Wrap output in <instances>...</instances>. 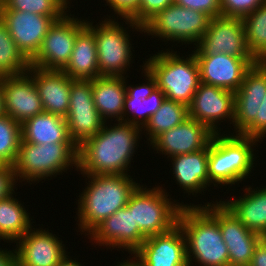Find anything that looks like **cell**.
Returning a JSON list of instances; mask_svg holds the SVG:
<instances>
[{
	"mask_svg": "<svg viewBox=\"0 0 266 266\" xmlns=\"http://www.w3.org/2000/svg\"><path fill=\"white\" fill-rule=\"evenodd\" d=\"M14 266H23V265L19 264V263L16 261V263L14 264Z\"/></svg>",
	"mask_w": 266,
	"mask_h": 266,
	"instance_id": "7dc6e473",
	"label": "cell"
},
{
	"mask_svg": "<svg viewBox=\"0 0 266 266\" xmlns=\"http://www.w3.org/2000/svg\"><path fill=\"white\" fill-rule=\"evenodd\" d=\"M174 3L204 12L211 18L221 16L220 0H174Z\"/></svg>",
	"mask_w": 266,
	"mask_h": 266,
	"instance_id": "f35d334b",
	"label": "cell"
},
{
	"mask_svg": "<svg viewBox=\"0 0 266 266\" xmlns=\"http://www.w3.org/2000/svg\"><path fill=\"white\" fill-rule=\"evenodd\" d=\"M0 85L4 112L16 122L22 124L44 112L34 79L28 73L0 77Z\"/></svg>",
	"mask_w": 266,
	"mask_h": 266,
	"instance_id": "d6986e66",
	"label": "cell"
},
{
	"mask_svg": "<svg viewBox=\"0 0 266 266\" xmlns=\"http://www.w3.org/2000/svg\"><path fill=\"white\" fill-rule=\"evenodd\" d=\"M210 20L211 17L204 12L172 3L143 27L144 33L165 42L192 43L196 46L208 29Z\"/></svg>",
	"mask_w": 266,
	"mask_h": 266,
	"instance_id": "9c48e42d",
	"label": "cell"
},
{
	"mask_svg": "<svg viewBox=\"0 0 266 266\" xmlns=\"http://www.w3.org/2000/svg\"><path fill=\"white\" fill-rule=\"evenodd\" d=\"M30 60L16 46L6 25L0 19V77L27 73Z\"/></svg>",
	"mask_w": 266,
	"mask_h": 266,
	"instance_id": "1f68e13d",
	"label": "cell"
},
{
	"mask_svg": "<svg viewBox=\"0 0 266 266\" xmlns=\"http://www.w3.org/2000/svg\"><path fill=\"white\" fill-rule=\"evenodd\" d=\"M174 177L188 195L204 193L209 187L208 146L192 153L171 157ZM190 193V194H189Z\"/></svg>",
	"mask_w": 266,
	"mask_h": 266,
	"instance_id": "d4e9b609",
	"label": "cell"
},
{
	"mask_svg": "<svg viewBox=\"0 0 266 266\" xmlns=\"http://www.w3.org/2000/svg\"><path fill=\"white\" fill-rule=\"evenodd\" d=\"M78 168V147L74 143L33 144L20 142L13 171L19 179L32 184L62 174L69 167ZM19 177V179H18ZM47 177V178H46ZM29 180V181H28ZM32 183H31V182Z\"/></svg>",
	"mask_w": 266,
	"mask_h": 266,
	"instance_id": "8992f818",
	"label": "cell"
},
{
	"mask_svg": "<svg viewBox=\"0 0 266 266\" xmlns=\"http://www.w3.org/2000/svg\"><path fill=\"white\" fill-rule=\"evenodd\" d=\"M172 50L150 56L142 73L163 91L166 99L189 106L201 83L199 65L194 53L184 58Z\"/></svg>",
	"mask_w": 266,
	"mask_h": 266,
	"instance_id": "277c9868",
	"label": "cell"
},
{
	"mask_svg": "<svg viewBox=\"0 0 266 266\" xmlns=\"http://www.w3.org/2000/svg\"><path fill=\"white\" fill-rule=\"evenodd\" d=\"M189 117L188 106L183 103L166 99L160 108L150 117L149 121L142 128L150 143L160 134L178 126Z\"/></svg>",
	"mask_w": 266,
	"mask_h": 266,
	"instance_id": "4dcf8cb0",
	"label": "cell"
},
{
	"mask_svg": "<svg viewBox=\"0 0 266 266\" xmlns=\"http://www.w3.org/2000/svg\"><path fill=\"white\" fill-rule=\"evenodd\" d=\"M65 13L49 27L37 54L30 65L45 70H63L69 63L77 33L86 25L87 20L70 17Z\"/></svg>",
	"mask_w": 266,
	"mask_h": 266,
	"instance_id": "8fae6325",
	"label": "cell"
},
{
	"mask_svg": "<svg viewBox=\"0 0 266 266\" xmlns=\"http://www.w3.org/2000/svg\"><path fill=\"white\" fill-rule=\"evenodd\" d=\"M200 71V82L236 92L246 72L257 62L224 53L194 54Z\"/></svg>",
	"mask_w": 266,
	"mask_h": 266,
	"instance_id": "e0dca14e",
	"label": "cell"
},
{
	"mask_svg": "<svg viewBox=\"0 0 266 266\" xmlns=\"http://www.w3.org/2000/svg\"><path fill=\"white\" fill-rule=\"evenodd\" d=\"M27 73L34 79L44 112L66 117L71 91L70 78L63 70H45L30 66Z\"/></svg>",
	"mask_w": 266,
	"mask_h": 266,
	"instance_id": "603a6c76",
	"label": "cell"
},
{
	"mask_svg": "<svg viewBox=\"0 0 266 266\" xmlns=\"http://www.w3.org/2000/svg\"><path fill=\"white\" fill-rule=\"evenodd\" d=\"M243 196L221 201L250 231L266 237V187H246ZM258 189V190H257Z\"/></svg>",
	"mask_w": 266,
	"mask_h": 266,
	"instance_id": "83f0119b",
	"label": "cell"
},
{
	"mask_svg": "<svg viewBox=\"0 0 266 266\" xmlns=\"http://www.w3.org/2000/svg\"><path fill=\"white\" fill-rule=\"evenodd\" d=\"M33 229L16 241V261L23 266H57L67 254L63 241L48 230Z\"/></svg>",
	"mask_w": 266,
	"mask_h": 266,
	"instance_id": "7402d4cb",
	"label": "cell"
},
{
	"mask_svg": "<svg viewBox=\"0 0 266 266\" xmlns=\"http://www.w3.org/2000/svg\"><path fill=\"white\" fill-rule=\"evenodd\" d=\"M99 246L127 249L131 255L141 246L146 237L134 226L133 210L127 206L100 222L89 234ZM109 245V246H108Z\"/></svg>",
	"mask_w": 266,
	"mask_h": 266,
	"instance_id": "ac0fdd59",
	"label": "cell"
},
{
	"mask_svg": "<svg viewBox=\"0 0 266 266\" xmlns=\"http://www.w3.org/2000/svg\"><path fill=\"white\" fill-rule=\"evenodd\" d=\"M249 266H266V237L256 245Z\"/></svg>",
	"mask_w": 266,
	"mask_h": 266,
	"instance_id": "60d3db41",
	"label": "cell"
},
{
	"mask_svg": "<svg viewBox=\"0 0 266 266\" xmlns=\"http://www.w3.org/2000/svg\"><path fill=\"white\" fill-rule=\"evenodd\" d=\"M67 8L69 7L61 0H0V9H14L46 16H63L68 12Z\"/></svg>",
	"mask_w": 266,
	"mask_h": 266,
	"instance_id": "e575fe53",
	"label": "cell"
},
{
	"mask_svg": "<svg viewBox=\"0 0 266 266\" xmlns=\"http://www.w3.org/2000/svg\"><path fill=\"white\" fill-rule=\"evenodd\" d=\"M233 134L234 132L231 135L214 134L208 145L209 187L212 183L215 187L219 184L232 186L250 178L248 176L257 158L253 152V145L260 141Z\"/></svg>",
	"mask_w": 266,
	"mask_h": 266,
	"instance_id": "5b68a950",
	"label": "cell"
},
{
	"mask_svg": "<svg viewBox=\"0 0 266 266\" xmlns=\"http://www.w3.org/2000/svg\"><path fill=\"white\" fill-rule=\"evenodd\" d=\"M174 0H140L138 6V24L144 26L159 11L164 10Z\"/></svg>",
	"mask_w": 266,
	"mask_h": 266,
	"instance_id": "74e56055",
	"label": "cell"
},
{
	"mask_svg": "<svg viewBox=\"0 0 266 266\" xmlns=\"http://www.w3.org/2000/svg\"><path fill=\"white\" fill-rule=\"evenodd\" d=\"M125 77L100 76L92 79L94 104L105 122L110 118L111 121L114 118L117 121H123L124 103L128 87L126 83L127 76Z\"/></svg>",
	"mask_w": 266,
	"mask_h": 266,
	"instance_id": "484cf974",
	"label": "cell"
},
{
	"mask_svg": "<svg viewBox=\"0 0 266 266\" xmlns=\"http://www.w3.org/2000/svg\"><path fill=\"white\" fill-rule=\"evenodd\" d=\"M61 17L0 9V19L6 25L16 46L29 60L39 51L50 25Z\"/></svg>",
	"mask_w": 266,
	"mask_h": 266,
	"instance_id": "9a60e30c",
	"label": "cell"
},
{
	"mask_svg": "<svg viewBox=\"0 0 266 266\" xmlns=\"http://www.w3.org/2000/svg\"><path fill=\"white\" fill-rule=\"evenodd\" d=\"M205 203L216 218L229 254V266H249L256 245L263 238L250 231L221 200Z\"/></svg>",
	"mask_w": 266,
	"mask_h": 266,
	"instance_id": "4fadbf2b",
	"label": "cell"
},
{
	"mask_svg": "<svg viewBox=\"0 0 266 266\" xmlns=\"http://www.w3.org/2000/svg\"><path fill=\"white\" fill-rule=\"evenodd\" d=\"M21 142V124L9 115L0 116V164L13 166Z\"/></svg>",
	"mask_w": 266,
	"mask_h": 266,
	"instance_id": "836d02e7",
	"label": "cell"
},
{
	"mask_svg": "<svg viewBox=\"0 0 266 266\" xmlns=\"http://www.w3.org/2000/svg\"><path fill=\"white\" fill-rule=\"evenodd\" d=\"M102 129L78 147V168L81 175H128L133 154L139 146L141 128L124 121ZM129 166V167H128Z\"/></svg>",
	"mask_w": 266,
	"mask_h": 266,
	"instance_id": "6da1fadb",
	"label": "cell"
},
{
	"mask_svg": "<svg viewBox=\"0 0 266 266\" xmlns=\"http://www.w3.org/2000/svg\"><path fill=\"white\" fill-rule=\"evenodd\" d=\"M242 21L248 51L256 61L266 62V1Z\"/></svg>",
	"mask_w": 266,
	"mask_h": 266,
	"instance_id": "d6a6232c",
	"label": "cell"
},
{
	"mask_svg": "<svg viewBox=\"0 0 266 266\" xmlns=\"http://www.w3.org/2000/svg\"><path fill=\"white\" fill-rule=\"evenodd\" d=\"M266 0H220L221 16L240 17L252 13Z\"/></svg>",
	"mask_w": 266,
	"mask_h": 266,
	"instance_id": "8d00e7d4",
	"label": "cell"
},
{
	"mask_svg": "<svg viewBox=\"0 0 266 266\" xmlns=\"http://www.w3.org/2000/svg\"><path fill=\"white\" fill-rule=\"evenodd\" d=\"M194 48V54L224 53L239 58H254L248 51L245 27L240 17L211 18L208 29Z\"/></svg>",
	"mask_w": 266,
	"mask_h": 266,
	"instance_id": "5bb4252c",
	"label": "cell"
},
{
	"mask_svg": "<svg viewBox=\"0 0 266 266\" xmlns=\"http://www.w3.org/2000/svg\"><path fill=\"white\" fill-rule=\"evenodd\" d=\"M63 71L72 79L100 77L94 30L87 23L77 33L70 61Z\"/></svg>",
	"mask_w": 266,
	"mask_h": 266,
	"instance_id": "4316f807",
	"label": "cell"
},
{
	"mask_svg": "<svg viewBox=\"0 0 266 266\" xmlns=\"http://www.w3.org/2000/svg\"><path fill=\"white\" fill-rule=\"evenodd\" d=\"M106 5L117 14V19L129 24L133 29L140 33H144V27L138 24V6L140 0H104ZM119 15V16H118ZM135 27V28H134Z\"/></svg>",
	"mask_w": 266,
	"mask_h": 266,
	"instance_id": "d590c367",
	"label": "cell"
},
{
	"mask_svg": "<svg viewBox=\"0 0 266 266\" xmlns=\"http://www.w3.org/2000/svg\"><path fill=\"white\" fill-rule=\"evenodd\" d=\"M235 92L200 83L188 106L189 117L206 125L214 134L221 133L218 124L228 119L234 122ZM218 125V126H217Z\"/></svg>",
	"mask_w": 266,
	"mask_h": 266,
	"instance_id": "2e32d148",
	"label": "cell"
},
{
	"mask_svg": "<svg viewBox=\"0 0 266 266\" xmlns=\"http://www.w3.org/2000/svg\"><path fill=\"white\" fill-rule=\"evenodd\" d=\"M17 183L13 167L0 164V200L7 198L15 193V184Z\"/></svg>",
	"mask_w": 266,
	"mask_h": 266,
	"instance_id": "ab89813d",
	"label": "cell"
},
{
	"mask_svg": "<svg viewBox=\"0 0 266 266\" xmlns=\"http://www.w3.org/2000/svg\"><path fill=\"white\" fill-rule=\"evenodd\" d=\"M133 255L134 256H132V259L134 258V260L130 258L129 260L123 261L120 264L118 263L116 266H145V264L137 257L135 253H133Z\"/></svg>",
	"mask_w": 266,
	"mask_h": 266,
	"instance_id": "7bdbcfd3",
	"label": "cell"
},
{
	"mask_svg": "<svg viewBox=\"0 0 266 266\" xmlns=\"http://www.w3.org/2000/svg\"><path fill=\"white\" fill-rule=\"evenodd\" d=\"M88 183L78 199V227L89 234L100 222L125 207L140 185L130 175H86ZM130 177V178H129Z\"/></svg>",
	"mask_w": 266,
	"mask_h": 266,
	"instance_id": "7a4b0ae2",
	"label": "cell"
},
{
	"mask_svg": "<svg viewBox=\"0 0 266 266\" xmlns=\"http://www.w3.org/2000/svg\"><path fill=\"white\" fill-rule=\"evenodd\" d=\"M21 142L73 143L68 134L66 118L47 112L35 115L21 124Z\"/></svg>",
	"mask_w": 266,
	"mask_h": 266,
	"instance_id": "f1b7e54d",
	"label": "cell"
},
{
	"mask_svg": "<svg viewBox=\"0 0 266 266\" xmlns=\"http://www.w3.org/2000/svg\"><path fill=\"white\" fill-rule=\"evenodd\" d=\"M145 79L148 80L146 81L147 84L142 83L139 86L129 85L127 87L123 113L124 122L137 125L141 129L165 100L163 91L146 76Z\"/></svg>",
	"mask_w": 266,
	"mask_h": 266,
	"instance_id": "cb8c5ba5",
	"label": "cell"
},
{
	"mask_svg": "<svg viewBox=\"0 0 266 266\" xmlns=\"http://www.w3.org/2000/svg\"><path fill=\"white\" fill-rule=\"evenodd\" d=\"M168 196L160 186L150 189L143 185L131 194L126 206L133 210L134 226H138L146 238L172 229L178 224L182 206H188L171 201Z\"/></svg>",
	"mask_w": 266,
	"mask_h": 266,
	"instance_id": "ba28073f",
	"label": "cell"
},
{
	"mask_svg": "<svg viewBox=\"0 0 266 266\" xmlns=\"http://www.w3.org/2000/svg\"><path fill=\"white\" fill-rule=\"evenodd\" d=\"M134 253L145 266H189L186 238L179 224L147 237Z\"/></svg>",
	"mask_w": 266,
	"mask_h": 266,
	"instance_id": "ffe728a7",
	"label": "cell"
},
{
	"mask_svg": "<svg viewBox=\"0 0 266 266\" xmlns=\"http://www.w3.org/2000/svg\"><path fill=\"white\" fill-rule=\"evenodd\" d=\"M16 263V253L15 250H9L6 249L2 250L0 248V266H14Z\"/></svg>",
	"mask_w": 266,
	"mask_h": 266,
	"instance_id": "b9f144b4",
	"label": "cell"
},
{
	"mask_svg": "<svg viewBox=\"0 0 266 266\" xmlns=\"http://www.w3.org/2000/svg\"><path fill=\"white\" fill-rule=\"evenodd\" d=\"M178 224L186 238L189 266L192 261L199 266H229L228 249L219 223L204 206L191 203L182 206Z\"/></svg>",
	"mask_w": 266,
	"mask_h": 266,
	"instance_id": "3957f363",
	"label": "cell"
},
{
	"mask_svg": "<svg viewBox=\"0 0 266 266\" xmlns=\"http://www.w3.org/2000/svg\"><path fill=\"white\" fill-rule=\"evenodd\" d=\"M18 200L12 194L0 200V240L7 243L16 242L33 227L30 213Z\"/></svg>",
	"mask_w": 266,
	"mask_h": 266,
	"instance_id": "f546056e",
	"label": "cell"
},
{
	"mask_svg": "<svg viewBox=\"0 0 266 266\" xmlns=\"http://www.w3.org/2000/svg\"><path fill=\"white\" fill-rule=\"evenodd\" d=\"M213 135L214 133L206 125L188 117L178 126L157 136L150 146L156 149V153L162 152V155L171 158L207 147Z\"/></svg>",
	"mask_w": 266,
	"mask_h": 266,
	"instance_id": "44dd1931",
	"label": "cell"
},
{
	"mask_svg": "<svg viewBox=\"0 0 266 266\" xmlns=\"http://www.w3.org/2000/svg\"><path fill=\"white\" fill-rule=\"evenodd\" d=\"M233 126L235 135L257 140L266 136V62L257 61L235 92Z\"/></svg>",
	"mask_w": 266,
	"mask_h": 266,
	"instance_id": "52a82bcc",
	"label": "cell"
},
{
	"mask_svg": "<svg viewBox=\"0 0 266 266\" xmlns=\"http://www.w3.org/2000/svg\"><path fill=\"white\" fill-rule=\"evenodd\" d=\"M4 101H3V92H2V88L0 85V116L4 115Z\"/></svg>",
	"mask_w": 266,
	"mask_h": 266,
	"instance_id": "f6af8a7d",
	"label": "cell"
},
{
	"mask_svg": "<svg viewBox=\"0 0 266 266\" xmlns=\"http://www.w3.org/2000/svg\"><path fill=\"white\" fill-rule=\"evenodd\" d=\"M65 118L69 137L77 147L102 129L105 121L94 104L92 79H74L71 82L69 110Z\"/></svg>",
	"mask_w": 266,
	"mask_h": 266,
	"instance_id": "7c38bea8",
	"label": "cell"
},
{
	"mask_svg": "<svg viewBox=\"0 0 266 266\" xmlns=\"http://www.w3.org/2000/svg\"><path fill=\"white\" fill-rule=\"evenodd\" d=\"M57 266H82L77 260L71 259L68 255H66Z\"/></svg>",
	"mask_w": 266,
	"mask_h": 266,
	"instance_id": "ee69618b",
	"label": "cell"
},
{
	"mask_svg": "<svg viewBox=\"0 0 266 266\" xmlns=\"http://www.w3.org/2000/svg\"><path fill=\"white\" fill-rule=\"evenodd\" d=\"M67 7L68 6H70L69 4H70V2H69V0H61ZM69 3V4H68Z\"/></svg>",
	"mask_w": 266,
	"mask_h": 266,
	"instance_id": "bcb514c9",
	"label": "cell"
},
{
	"mask_svg": "<svg viewBox=\"0 0 266 266\" xmlns=\"http://www.w3.org/2000/svg\"><path fill=\"white\" fill-rule=\"evenodd\" d=\"M108 17L99 25L87 21L94 30L99 76L124 77L133 58L130 35L126 28L121 26L123 23L119 24L121 22L115 21V18L112 20L111 16Z\"/></svg>",
	"mask_w": 266,
	"mask_h": 266,
	"instance_id": "30bf717a",
	"label": "cell"
}]
</instances>
